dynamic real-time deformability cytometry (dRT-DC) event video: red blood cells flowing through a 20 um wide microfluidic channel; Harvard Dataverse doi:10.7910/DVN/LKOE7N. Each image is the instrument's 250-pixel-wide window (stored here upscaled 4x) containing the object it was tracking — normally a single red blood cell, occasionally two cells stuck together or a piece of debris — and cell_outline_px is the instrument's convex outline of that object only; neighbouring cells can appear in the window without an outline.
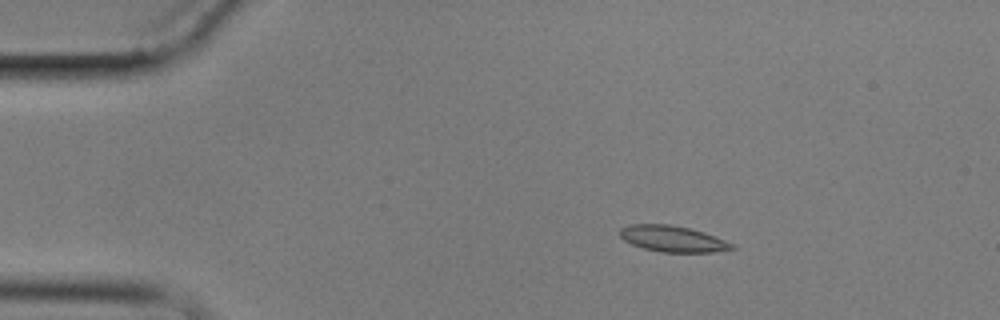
{"species": "common noctule bat (a hibernating species)", "species_latin": "Nyctalus noctula", "temperature_condition": "cold", "stored_images_in_passage": 4, "camera_frame_rate_fps": 3000, "um_per_image_px": 0.085, "animal": {"sex": "male", "body_mass_g": 17.9}, "frame": {"image": 1, "passage_image": 2, "time_ms": 2.0, "image_size_px": [1000, 320], "cell_outline_px": [[736, 248], [712, 252], [660, 252], [644, 248], [632, 244], [624, 240], [620, 236], [620, 228], [628, 224], [668, 224], [688, 228], [704, 232], [724, 240], [732, 244]], "centroid_in_image_um": [57.14, 20.29], "position_along_channel_um": 27.9, "area_um2": 16.88}}